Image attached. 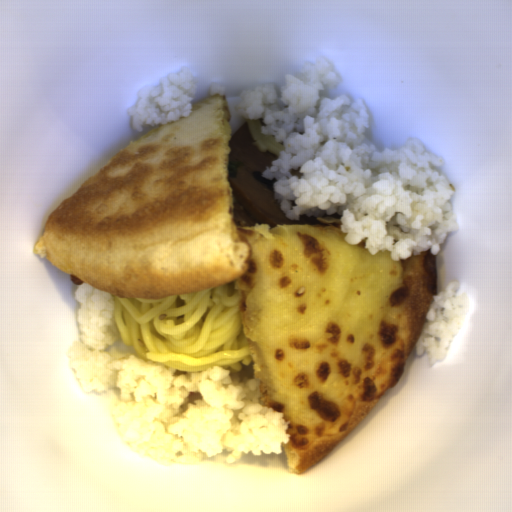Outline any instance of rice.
<instances>
[{
    "label": "rice",
    "instance_id": "rice-4",
    "mask_svg": "<svg viewBox=\"0 0 512 512\" xmlns=\"http://www.w3.org/2000/svg\"><path fill=\"white\" fill-rule=\"evenodd\" d=\"M426 321L415 342V354L427 352L429 365L447 360L454 337L463 327L468 314L469 293L465 281H450L444 291L432 296Z\"/></svg>",
    "mask_w": 512,
    "mask_h": 512
},
{
    "label": "rice",
    "instance_id": "rice-1",
    "mask_svg": "<svg viewBox=\"0 0 512 512\" xmlns=\"http://www.w3.org/2000/svg\"><path fill=\"white\" fill-rule=\"evenodd\" d=\"M341 82L321 55L305 60L297 75L286 74L278 97L274 82L243 90L235 111L260 119L264 135L283 144L262 177L273 182L274 199L286 219L300 215H341L346 242L371 255L391 251L393 261L420 256L430 249L437 256L448 233L458 232L449 202L453 184L434 167L446 161L409 139L395 150L376 152L363 143L370 114L362 98L321 95L324 85Z\"/></svg>",
    "mask_w": 512,
    "mask_h": 512
},
{
    "label": "rice",
    "instance_id": "rice-3",
    "mask_svg": "<svg viewBox=\"0 0 512 512\" xmlns=\"http://www.w3.org/2000/svg\"><path fill=\"white\" fill-rule=\"evenodd\" d=\"M197 80L191 69L182 65L176 72L160 78L158 85L145 86L137 91L138 100L126 109L131 127L142 132L144 126H160L177 122L192 113Z\"/></svg>",
    "mask_w": 512,
    "mask_h": 512
},
{
    "label": "rice",
    "instance_id": "rice-2",
    "mask_svg": "<svg viewBox=\"0 0 512 512\" xmlns=\"http://www.w3.org/2000/svg\"><path fill=\"white\" fill-rule=\"evenodd\" d=\"M80 307V338L66 349L81 390L98 393L120 388L121 398L108 414L125 444L138 456L162 465L200 463L231 452L233 463L244 454L283 453L291 434L283 412L260 404L259 379L242 377L221 366L174 375L176 370L147 362L117 347L115 298L84 282L73 295Z\"/></svg>",
    "mask_w": 512,
    "mask_h": 512
}]
</instances>
